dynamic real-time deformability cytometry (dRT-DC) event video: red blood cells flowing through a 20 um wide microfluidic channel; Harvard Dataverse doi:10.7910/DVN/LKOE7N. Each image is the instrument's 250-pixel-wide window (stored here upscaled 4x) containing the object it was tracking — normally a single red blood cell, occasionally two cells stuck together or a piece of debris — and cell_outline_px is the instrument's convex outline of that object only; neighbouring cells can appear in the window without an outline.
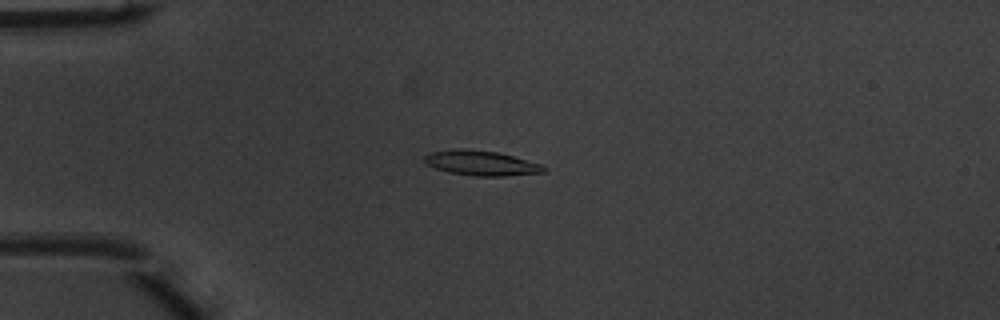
{"species": "common noctule bat (a hibernating species)", "species_latin": "Nyctalus noctula", "temperature_condition": "warm", "stored_images_in_passage": 50, "camera_frame_rate_fps": 3000, "um_per_image_px": 0.085, "animal": {"sex": "male", "body_mass_g": 20.1, "forearm_length_mm": 53.5}, "frame": {"image": 1, "passage_image": 13, "time_ms": 4.0, "image_size_px": [1000, 320], "cell_outline_px": [[548, 168], [544, 172], [504, 176], [476, 176], [448, 172], [424, 164], [424, 156], [428, 152], [496, 152], [544, 164]], "centroid_in_image_um": [41.0, 13.92], "position_along_channel_um": 44.0, "area_um2": 16.42}}
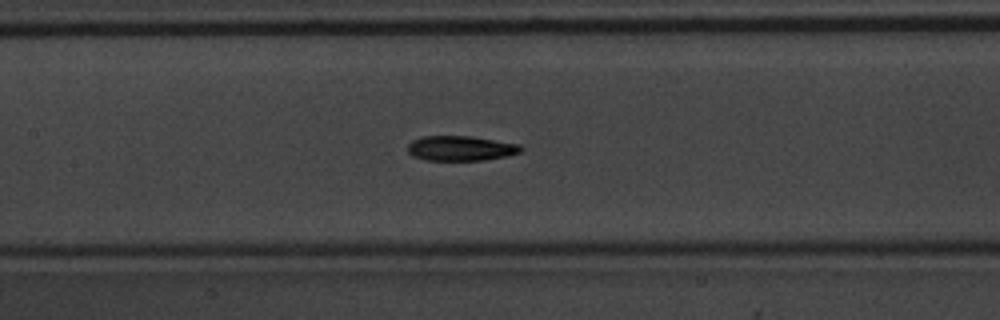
{"frame": {"image": 2, "passage_image": 24, "time_ms": 7.667, "image_size_px": [1000, 320], "cell_outline_px": [[524, 148], [520, 152], [508, 156], [484, 160], [428, 160], [412, 156], [408, 152], [408, 144], [412, 140], [420, 136], [472, 136], [520, 144]], "centroid_in_image_um": [39.17, 12.6], "position_along_channel_um": 168.2, "area_um2": 16.59}}
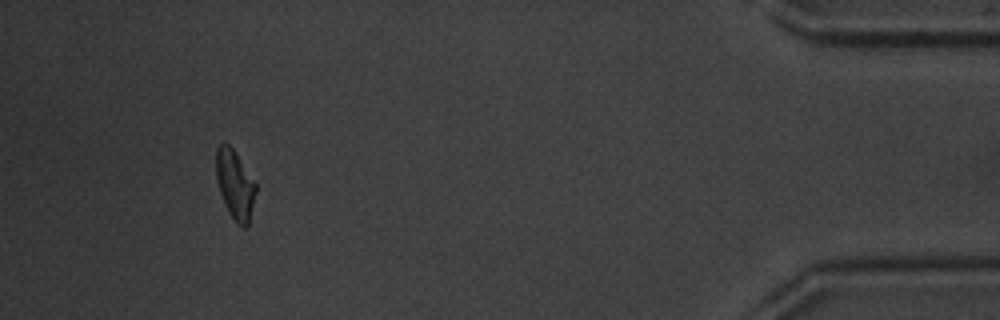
{"frame": {"image": 3, "passage_image": 47, "time_ms": 15.333, "image_size_px": [1000, 320], "cell_outline_px": [[256, 192], [248, 224], [244, 228], [228, 212], [224, 204], [220, 192], [216, 176], [216, 148], [224, 140], [232, 148], [256, 184]], "centroid_in_image_um": [19.95, 15.65], "position_along_channel_um": 415.2, "area_um2": 15.61}, "authors_computed_cell_mechanics": {"area_um2": 16.5886, "velocity_mm_per_s": 4.0287, "shape_relaxation_time_tau1_ms": 3.244, "shape_relaxation_time_tau2_ms": 3.5646, "deformation_change_tau1": 0.1334, "deformation_change_tau2": 0.0972}}